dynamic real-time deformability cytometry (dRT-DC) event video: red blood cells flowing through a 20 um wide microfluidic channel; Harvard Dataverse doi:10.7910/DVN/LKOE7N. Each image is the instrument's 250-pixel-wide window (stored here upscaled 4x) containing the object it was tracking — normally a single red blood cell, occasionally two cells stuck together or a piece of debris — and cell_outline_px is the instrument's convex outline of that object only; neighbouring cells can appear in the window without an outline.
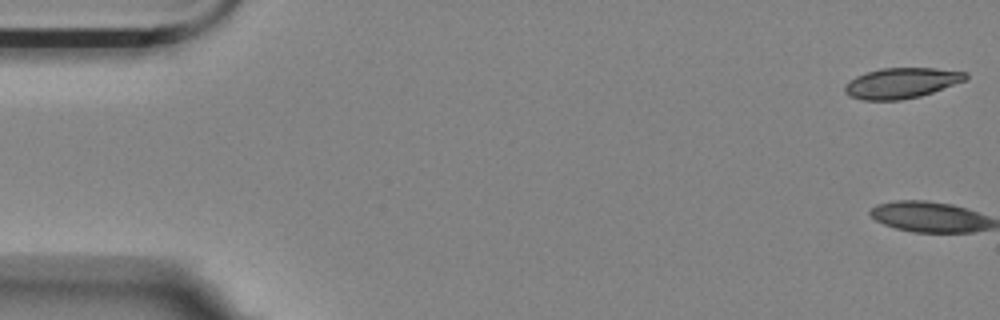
{"species": "Egyptian fruit bat (a non-hibernating species)", "species_latin": "Rousettus aegyptiacus", "temperature_condition": "room temperature", "stored_images_in_passage": 2, "camera_frame_rate_fps": 3000, "um_per_image_px": 0.085, "animal": {"sex": "female"}, "frame": {"image": 1, "passage_image": 1, "time_ms": 0.0, "image_size_px": [1000, 320], "cell_outline_px": [[968, 76], [964, 80], [932, 92], [920, 96], [900, 100], [864, 100], [848, 96], [844, 92], [844, 84], [848, 80], [856, 76], [880, 68], [932, 68], [968, 72]], "centroid_in_image_um": [76.56, 7.06], "position_along_channel_um": 8.4, "area_um2": 21.39}}